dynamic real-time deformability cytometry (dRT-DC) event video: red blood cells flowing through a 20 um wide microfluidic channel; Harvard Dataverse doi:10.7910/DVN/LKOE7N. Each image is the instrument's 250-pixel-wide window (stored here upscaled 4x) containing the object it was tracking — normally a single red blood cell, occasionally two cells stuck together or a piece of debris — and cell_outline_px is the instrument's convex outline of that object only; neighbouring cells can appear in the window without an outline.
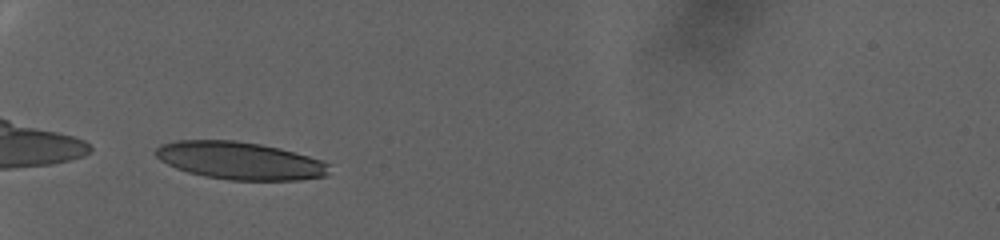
{"species": "human", "species_latin": "Homo sapiens", "temperature_condition": "warm", "stored_images_in_passage": 45, "camera_frame_rate_fps": 3000, "um_per_image_px": 0.085, "donor": {"sex": "female"}, "frame": {"image": 1, "passage_image": 1, "time_ms": 0.0, "image_size_px": [1000, 240], "cell_outline_px": [[332, 164], [328, 176], [300, 180], [228, 180], [204, 176], [188, 172], [176, 168], [160, 160], [152, 152], [160, 144], [176, 140], [236, 140], [260, 144], [280, 148], [308, 156]], "centroid_in_image_um": [20.4, 13.65], "position_along_channel_um": 64.6, "area_um2": 38.38}}
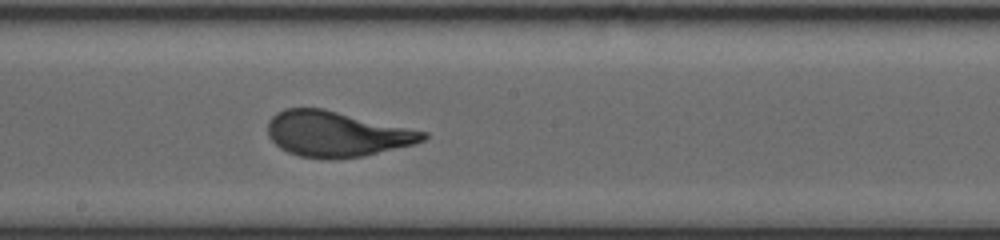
{"frame": {"image": 2, "passage_image": 18, "time_ms": 5.667, "image_size_px": [1000, 240], "cell_outline_px": [[428, 136], [424, 140], [416, 144], [364, 156], [332, 160], [328, 160], [300, 156], [288, 152], [280, 148], [268, 136], [268, 120], [276, 112], [284, 108], [324, 108], [428, 132]], "centroid_in_image_um": [28.61, 11.39], "position_along_channel_um": 219.6, "area_um2": 41.56}}
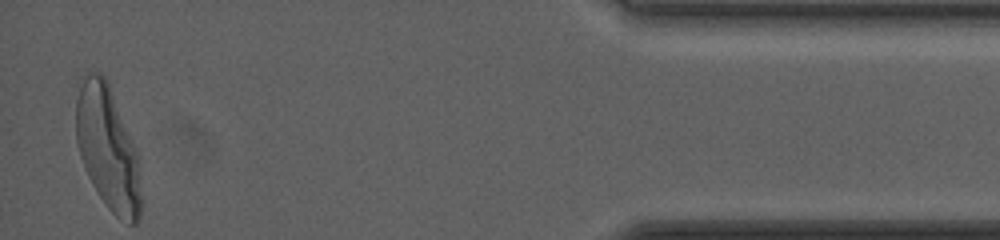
{"frame": {"image": 3, "passage_image": 45, "time_ms": 14.667, "image_size_px": [1000, 240], "cell_outline_px": [[140, 220], [136, 224], [128, 224], [116, 216], [108, 208], [92, 184], [88, 176], [80, 156], [76, 140], [76, 100], [80, 88], [88, 72], [100, 72], [108, 80], [136, 152], [140, 192]], "centroid_in_image_um": [9.14, 12.61], "position_along_channel_um": 426.1, "area_um2": 46.01}, "authors_computed_cell_mechanics": {"area_um2": 40.749, "velocity_mm_per_s": 2.618, "shape_relaxation_time_tau1_ms": 4.462, "shape_relaxation_time_tau2_ms": null, "deformation_change_tau1": 0.2163, "deformation_change_tau2": null}}